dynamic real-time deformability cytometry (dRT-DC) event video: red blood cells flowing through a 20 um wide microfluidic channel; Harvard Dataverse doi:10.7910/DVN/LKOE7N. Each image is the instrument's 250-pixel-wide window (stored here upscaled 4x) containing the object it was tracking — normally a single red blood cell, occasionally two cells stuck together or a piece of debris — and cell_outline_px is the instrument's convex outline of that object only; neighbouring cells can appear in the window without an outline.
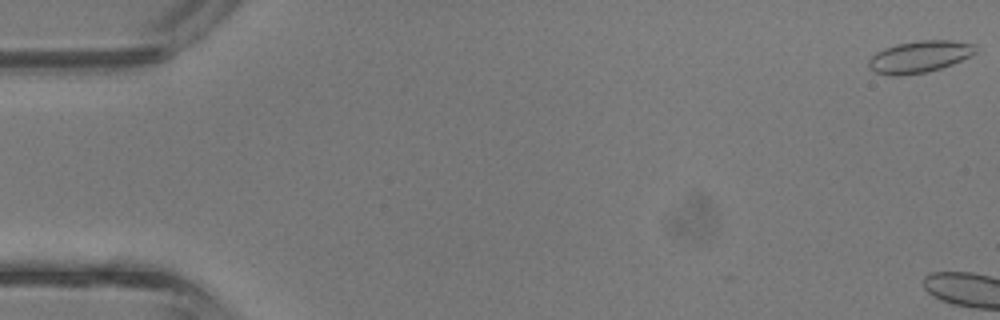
{"species": "common noctule bat (a hibernating species)", "species_latin": "Nyctalus noctula", "temperature_condition": "room temperature", "stored_images_in_passage": 4, "camera_frame_rate_fps": 3000, "um_per_image_px": 0.085, "animal": {"sex": "male", "body_mass_g": 13.3}, "frame": {"image": 1, "passage_image": 1, "time_ms": 0.0, "image_size_px": [1000, 320], "cell_outline_px": [[976, 52], [972, 56], [952, 64], [940, 68], [924, 72], [900, 76], [892, 76], [876, 72], [868, 68], [868, 60], [876, 52], [884, 48], [896, 44], [916, 40], [952, 40], [976, 44]], "centroid_in_image_um": [78.16, 4.81], "position_along_channel_um": 6.8, "area_um2": 20.0}}